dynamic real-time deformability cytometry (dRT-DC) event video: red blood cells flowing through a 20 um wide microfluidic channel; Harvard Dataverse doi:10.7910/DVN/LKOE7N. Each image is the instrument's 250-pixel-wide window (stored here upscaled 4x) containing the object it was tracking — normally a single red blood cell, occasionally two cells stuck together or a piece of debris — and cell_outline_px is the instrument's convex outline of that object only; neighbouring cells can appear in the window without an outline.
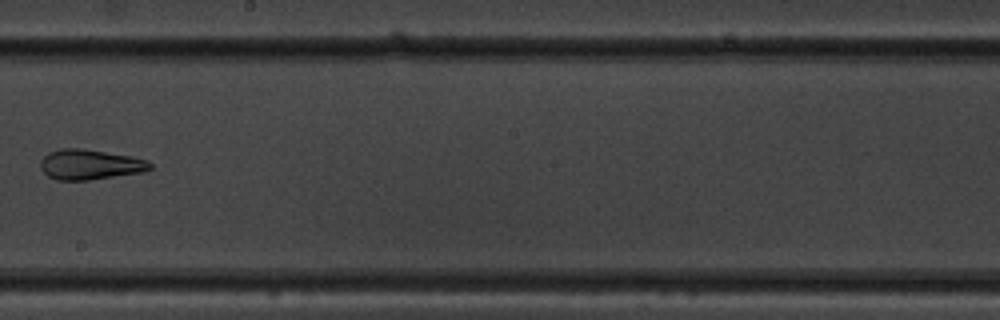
{"species": "common noctule bat (a hibernating species)", "species_latin": "Nyctalus noctula", "temperature_condition": "warm", "stored_images_in_passage": 10, "camera_frame_rate_fps": 3000, "um_per_image_px": 0.085, "animal": {"sex": "male", "body_mass_g": 19.5, "forearm_length_mm": 54.6}, "frame": {"image": 1, "passage_image": 9, "time_ms": 2.667, "image_size_px": [1000, 320], "cell_outline_px": [[152, 168], [144, 172], [88, 180], [56, 180], [48, 176], [40, 168], [40, 160], [48, 152], [60, 148], [80, 148], [132, 156], [148, 160], [152, 164]], "centroid_in_image_um": [7.65, 13.98], "position_along_channel_um": 240.6, "area_um2": 19.42}}
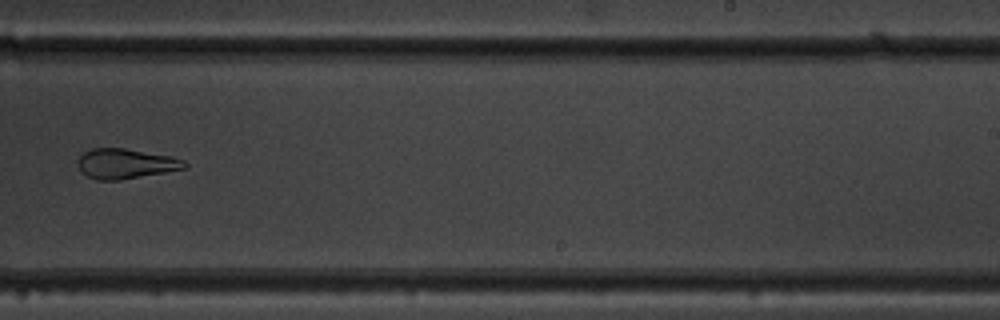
{"frame": {"image": 2, "passage_image": 10, "time_ms": 3.0, "image_size_px": [1000, 320], "cell_outline_px": [[188, 164], [184, 168], [164, 172], [120, 180], [96, 180], [88, 176], [80, 168], [80, 156], [84, 152], [92, 148], [124, 148], [172, 156], [184, 160]], "centroid_in_image_um": [10.71, 13.9], "position_along_channel_um": 278.3, "area_um2": 18.32}}